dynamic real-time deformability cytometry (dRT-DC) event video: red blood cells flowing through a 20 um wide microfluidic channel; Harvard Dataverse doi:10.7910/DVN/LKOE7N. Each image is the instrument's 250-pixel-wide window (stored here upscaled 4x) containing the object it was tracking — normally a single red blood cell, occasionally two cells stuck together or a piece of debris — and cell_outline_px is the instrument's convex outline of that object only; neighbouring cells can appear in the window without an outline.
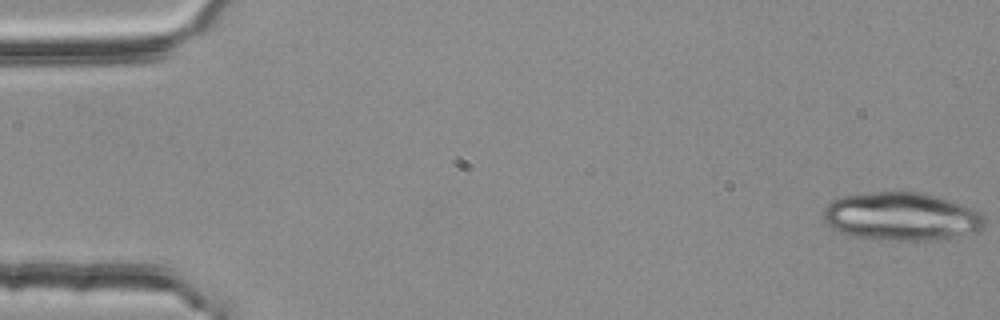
{"species": "common noctule bat (a hibernating species)", "species_latin": "Nyctalus noctula", "temperature_condition": "room temperature", "stored_images_in_passage": 3, "camera_frame_rate_fps": 3000, "um_per_image_px": 0.085, "animal": {"sex": "female", "body_mass_g": 25.1}, "frame": {"image": 1, "passage_image": 1, "time_ms": 0.0, "image_size_px": [1000, 320], "cell_outline_px": [[984, 228], [976, 232], [936, 240], [888, 240], [852, 236], [840, 232], [832, 228], [824, 220], [824, 208], [832, 200], [844, 196], [872, 192], [920, 192], [936, 196], [964, 204], [980, 212], [984, 216]], "centroid_in_image_um": [76.65, 18.4], "position_along_channel_um": 8.4, "area_um2": 45.26}}